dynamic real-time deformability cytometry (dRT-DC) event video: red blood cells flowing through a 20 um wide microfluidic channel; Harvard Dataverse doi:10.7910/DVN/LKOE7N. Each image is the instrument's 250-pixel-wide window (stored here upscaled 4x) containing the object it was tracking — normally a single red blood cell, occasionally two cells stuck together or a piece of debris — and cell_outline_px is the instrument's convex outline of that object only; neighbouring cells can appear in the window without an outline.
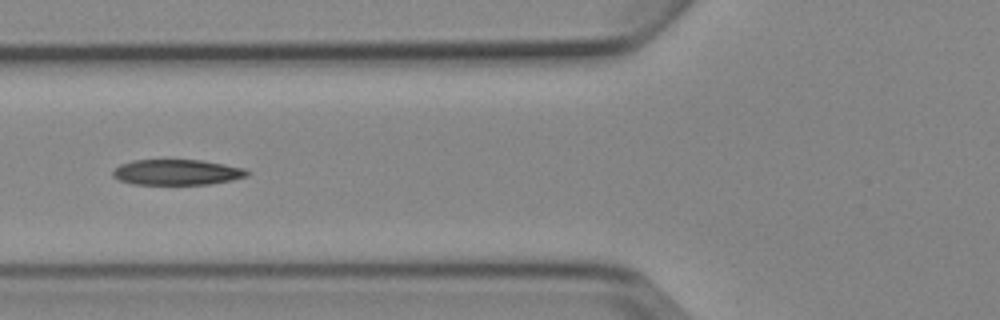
{"species": "Egyptian fruit bat (a non-hibernating species)", "species_latin": "Rousettus aegyptiacus", "temperature_condition": "cold", "stored_images_in_passage": 9, "camera_frame_rate_fps": 3000, "um_per_image_px": 0.085, "animal": {"sex": "female"}, "frame": {"image": 1, "passage_image": 6, "time_ms": 6.0, "image_size_px": [1000, 320], "cell_outline_px": [[252, 172], [248, 176], [232, 180], [208, 184], [132, 184], [120, 180], [112, 176], [112, 172], [120, 164], [132, 160], [200, 160], [224, 164], [244, 168]], "centroid_in_image_um": [15.06, 14.64], "position_along_channel_um": 110.7, "area_um2": 20.0}}
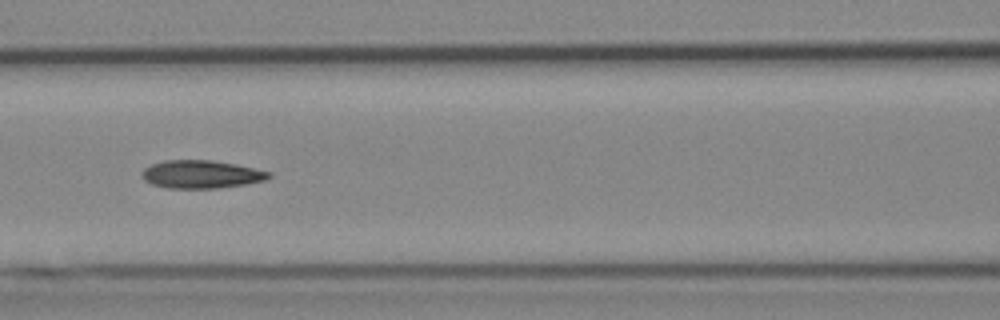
{"frame": {"image": 2, "passage_image": 7, "time_ms": 7.0, "image_size_px": [1000, 320], "cell_outline_px": [[272, 176], [264, 180], [244, 184], [216, 188], [168, 188], [152, 184], [144, 180], [140, 176], [140, 172], [144, 168], [152, 164], [164, 160], [212, 160], [236, 164], [272, 172]], "centroid_in_image_um": [17.07, 14.81], "position_along_channel_um": 149.5, "area_um2": 20.75}}
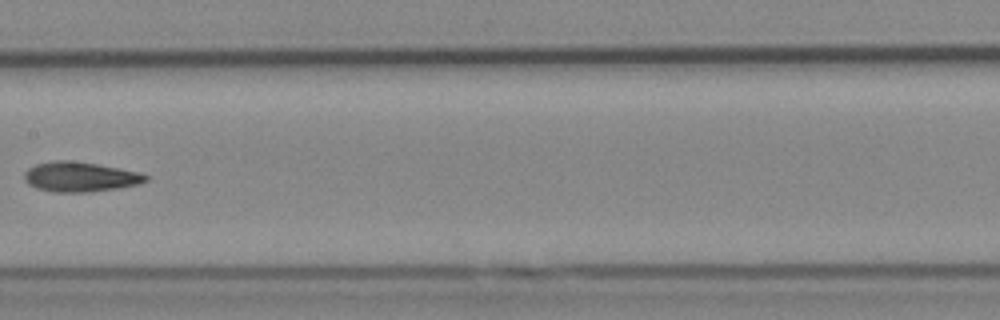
{"frame": {"image": 3, "passage_image": 8, "time_ms": 8.333, "image_size_px": [1000, 320], "cell_outline_px": [[148, 180], [140, 184], [116, 188], [88, 192], [52, 192], [36, 188], [28, 184], [24, 180], [24, 172], [28, 168], [36, 164], [56, 160], [72, 160], [96, 164], [140, 172], [148, 176]], "centroid_in_image_um": [6.79, 15.03], "position_along_channel_um": 200.6, "area_um2": 21.15}}